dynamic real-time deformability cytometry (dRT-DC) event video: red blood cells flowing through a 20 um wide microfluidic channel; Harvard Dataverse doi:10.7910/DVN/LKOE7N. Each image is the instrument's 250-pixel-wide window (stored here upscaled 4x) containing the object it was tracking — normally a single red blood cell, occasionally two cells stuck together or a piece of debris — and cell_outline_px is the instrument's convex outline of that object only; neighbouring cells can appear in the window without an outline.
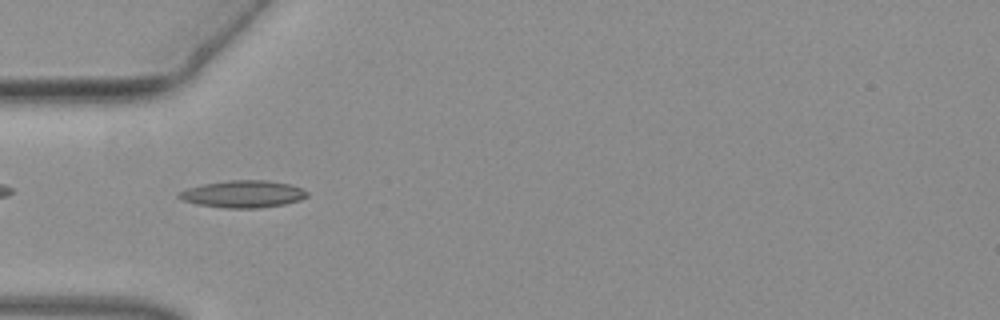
{"species": "common noctule bat (a hibernating species)", "species_latin": "Nyctalus noctula", "temperature_condition": "warm", "stored_images_in_passage": 17, "camera_frame_rate_fps": 3000, "um_per_image_px": 0.085, "animal": {"sex": "female", "body_mass_g": 19.3, "forearm_length_mm": 54.1}, "frame": {"image": 1, "passage_image": 3, "time_ms": 0.667, "image_size_px": [1000, 320], "cell_outline_px": [[308, 196], [300, 200], [284, 204], [260, 208], [224, 208], [196, 204], [180, 200], [176, 196], [176, 192], [188, 188], [204, 184], [228, 180], [268, 180], [292, 184], [308, 192]], "centroid_in_image_um": [20.63, 16.49], "position_along_channel_um": 64.4, "area_um2": 20.52}}
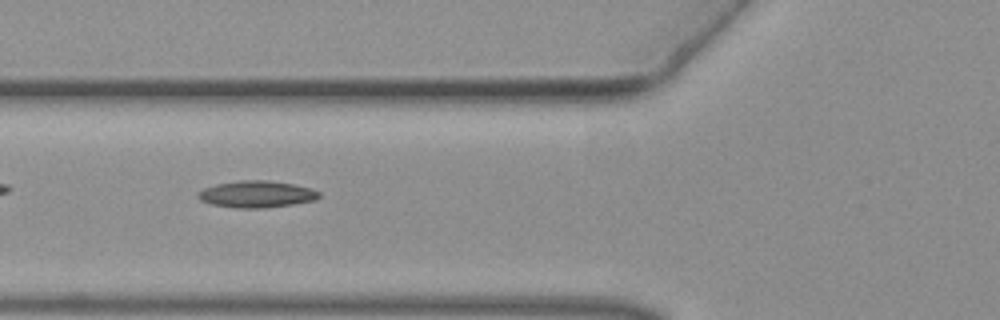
{"frame": {"image": 2, "passage_image": 6, "time_ms": 1.667, "image_size_px": [1000, 320], "cell_outline_px": [[320, 196], [316, 200], [292, 204], [264, 208], [236, 208], [212, 204], [200, 200], [196, 196], [196, 192], [204, 188], [216, 184], [240, 180], [268, 180], [292, 184], [312, 188], [320, 192]], "centroid_in_image_um": [21.8, 16.5], "position_along_channel_um": 104.0, "area_um2": 18.96}}